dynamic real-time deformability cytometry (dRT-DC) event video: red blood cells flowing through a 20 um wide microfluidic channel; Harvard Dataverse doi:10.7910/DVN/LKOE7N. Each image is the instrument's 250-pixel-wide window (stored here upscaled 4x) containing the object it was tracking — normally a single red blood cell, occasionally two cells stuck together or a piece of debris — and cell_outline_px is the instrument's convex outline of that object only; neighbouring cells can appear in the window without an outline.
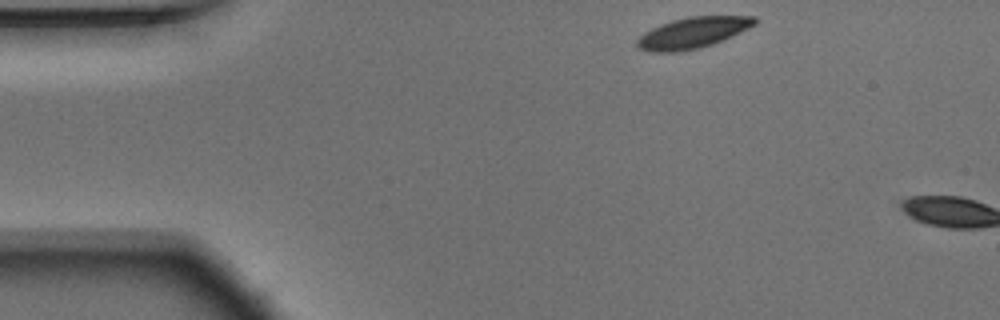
{"species": "Egyptian fruit bat (a non-hibernating species)", "species_latin": "Rousettus aegyptiacus", "temperature_condition": "warm", "stored_images_in_passage": 3, "camera_frame_rate_fps": 3000, "um_per_image_px": 0.085, "animal": {"sex": "male"}, "frame": {"image": 1, "passage_image": 1, "time_ms": 0.0, "image_size_px": [1000, 320], "cell_outline_px": [[756, 24], [712, 44], [700, 48], [680, 52], [652, 52], [640, 48], [636, 44], [636, 40], [644, 32], [660, 24], [672, 20], [688, 16], [756, 16]], "centroid_in_image_um": [58.84, 2.78], "position_along_channel_um": 26.2, "area_um2": 21.04}}